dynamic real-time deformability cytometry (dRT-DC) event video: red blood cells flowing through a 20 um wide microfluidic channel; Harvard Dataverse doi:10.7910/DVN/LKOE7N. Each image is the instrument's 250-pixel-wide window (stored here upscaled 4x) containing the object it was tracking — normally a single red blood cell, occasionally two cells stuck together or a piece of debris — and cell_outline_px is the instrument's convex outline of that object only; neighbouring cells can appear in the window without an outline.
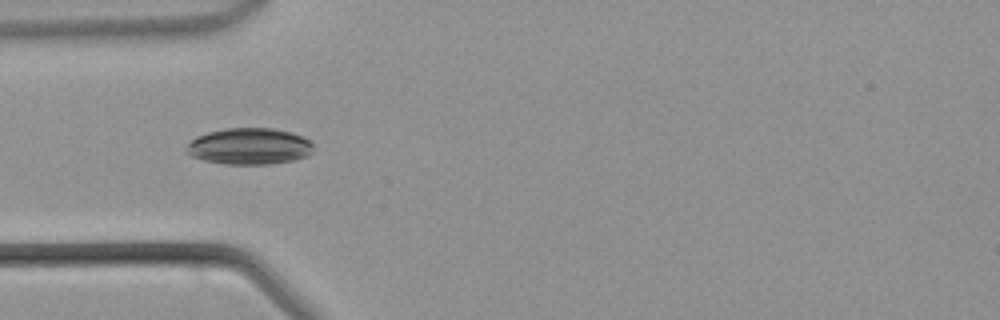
{"species": "common noctule bat (a hibernating species)", "species_latin": "Nyctalus noctula", "temperature_condition": "warm", "stored_images_in_passage": 39, "camera_frame_rate_fps": 3000, "um_per_image_px": 0.085, "animal": {"sex": "male", "body_mass_g": 21.5, "forearm_length_mm": 52.0}, "frame": {"image": 1, "passage_image": 8, "time_ms": 2.333, "image_size_px": [1000, 320], "cell_outline_px": [[312, 152], [308, 156], [292, 160], [268, 164], [224, 164], [204, 160], [192, 156], [184, 152], [184, 148], [196, 136], [208, 132], [224, 128], [272, 128], [304, 136], [312, 144]], "centroid_in_image_um": [21.16, 12.43], "position_along_channel_um": 63.8, "area_um2": 26.99}}
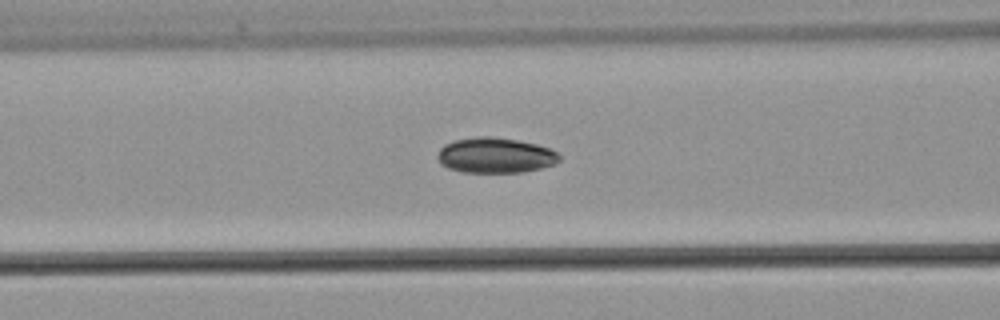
{"frame": {"image": 2, "passage_image": 12, "time_ms": 3.667, "image_size_px": [1000, 320], "cell_outline_px": [[560, 160], [556, 164], [524, 172], [460, 172], [448, 168], [440, 164], [436, 156], [440, 148], [444, 144], [456, 140], [476, 136], [492, 136], [516, 140], [536, 144], [548, 148], [556, 152], [560, 156]], "centroid_in_image_um": [42.07, 13.21], "position_along_channel_um": 124.5, "area_um2": 25.2}}
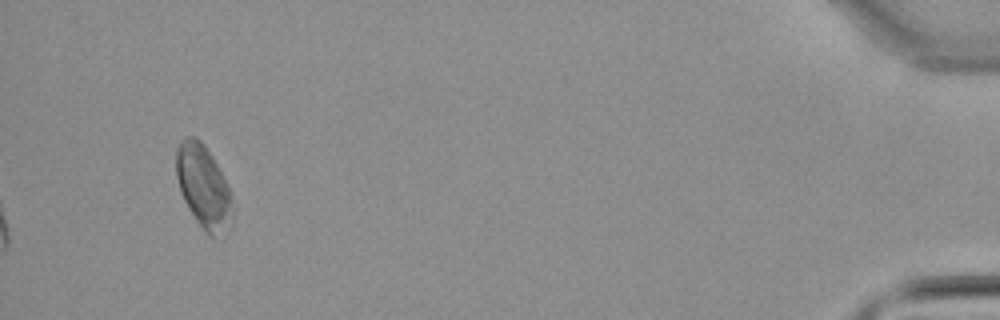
{"frame": {"image": 3, "passage_image": 37, "time_ms": 12.0, "image_size_px": [1000, 320], "cell_outline_px": [[232, 228], [228, 236], [224, 240], [216, 240], [208, 236], [204, 232], [188, 208], [180, 192], [176, 176], [176, 148], [180, 140], [184, 136], [196, 136], [204, 144], [212, 156], [228, 188], [232, 212]], "centroid_in_image_um": [17.3, 15.98], "position_along_channel_um": 417.9, "area_um2": 27.92}}